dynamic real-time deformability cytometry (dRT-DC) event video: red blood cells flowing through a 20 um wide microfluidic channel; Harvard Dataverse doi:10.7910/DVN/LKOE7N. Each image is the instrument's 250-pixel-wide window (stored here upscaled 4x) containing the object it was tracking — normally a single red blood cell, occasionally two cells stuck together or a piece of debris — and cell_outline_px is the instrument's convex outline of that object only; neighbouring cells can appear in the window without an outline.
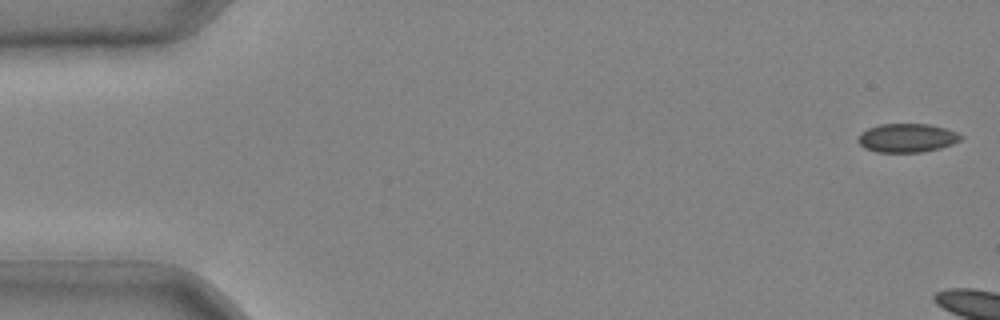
{"species": "common noctule bat (a hibernating species)", "species_latin": "Nyctalus noctula", "temperature_condition": "cold", "stored_images_in_passage": 5, "camera_frame_rate_fps": 3000, "um_per_image_px": 0.085, "animal": {"sex": "male", "body_mass_g": 20.4}, "frame": {"image": 1, "passage_image": 1, "time_ms": 0.0, "image_size_px": [1000, 320], "cell_outline_px": [[964, 136], [960, 140], [952, 144], [940, 148], [920, 152], [876, 152], [864, 148], [856, 140], [860, 132], [868, 128], [880, 124], [928, 124], [944, 128], [956, 132]], "centroid_in_image_um": [77.06, 11.72], "position_along_channel_um": 7.9, "area_um2": 17.22}}